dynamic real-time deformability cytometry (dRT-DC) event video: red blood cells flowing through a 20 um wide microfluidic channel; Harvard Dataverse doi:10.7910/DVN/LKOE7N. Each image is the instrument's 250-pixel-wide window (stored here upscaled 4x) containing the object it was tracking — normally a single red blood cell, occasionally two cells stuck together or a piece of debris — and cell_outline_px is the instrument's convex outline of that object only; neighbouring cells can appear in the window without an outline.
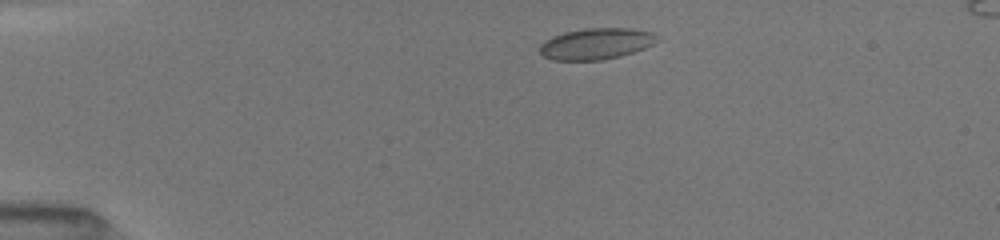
{"species": "common noctule bat (a hibernating species)", "species_latin": "Nyctalus noctula", "temperature_condition": "room temperature", "stored_images_in_passage": 4, "camera_frame_rate_fps": 3000, "um_per_image_px": 0.085, "animal": {"sex": "female", "body_mass_g": 19.5, "forearm_length_mm": 54.1}, "frame": {"image": 1, "passage_image": 1, "time_ms": 0.0, "image_size_px": [1000, 240], "cell_outline_px": [[660, 40], [644, 48], [620, 56], [600, 60], [552, 60], [544, 56], [540, 52], [540, 44], [552, 36], [564, 32], [584, 28], [632, 28], [652, 32]], "centroid_in_image_um": [50.67, 3.71], "position_along_channel_um": 34.3, "area_um2": 21.33}}